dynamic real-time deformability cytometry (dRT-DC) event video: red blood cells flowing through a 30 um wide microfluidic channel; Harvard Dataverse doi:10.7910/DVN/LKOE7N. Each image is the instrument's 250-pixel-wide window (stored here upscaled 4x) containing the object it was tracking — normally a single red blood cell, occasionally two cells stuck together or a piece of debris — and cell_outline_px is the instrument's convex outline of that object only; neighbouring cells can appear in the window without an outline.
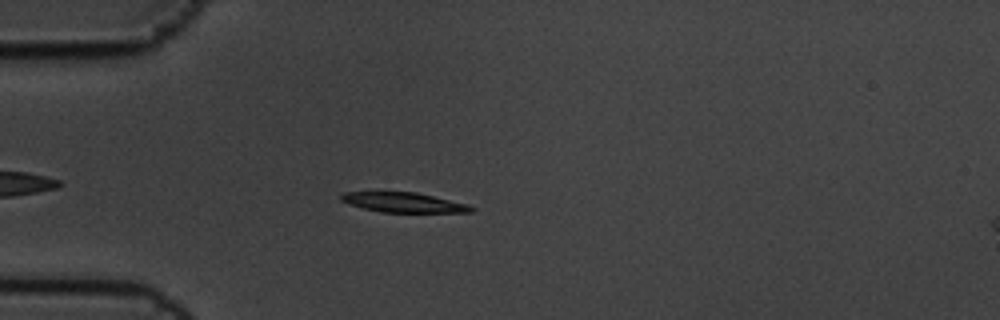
{"species": "common noctule bat (a hibernating species)", "species_latin": "Nyctalus noctula", "temperature_condition": "cold", "stored_images_in_passage": 46, "camera_frame_rate_fps": 3000, "um_per_image_px": 0.085, "animal": {"sex": "male", "body_mass_g": 19.5, "forearm_length_mm": 54.6}, "frame": {"image": 1, "passage_image": 6, "time_ms": 1.667, "image_size_px": [1000, 320], "cell_outline_px": [[476, 208], [472, 212], [380, 212], [348, 204], [340, 200], [340, 196], [344, 192], [416, 192], [468, 204]], "centroid_in_image_um": [34.31, 17.21], "position_along_channel_um": 50.7, "area_um2": 14.97}}
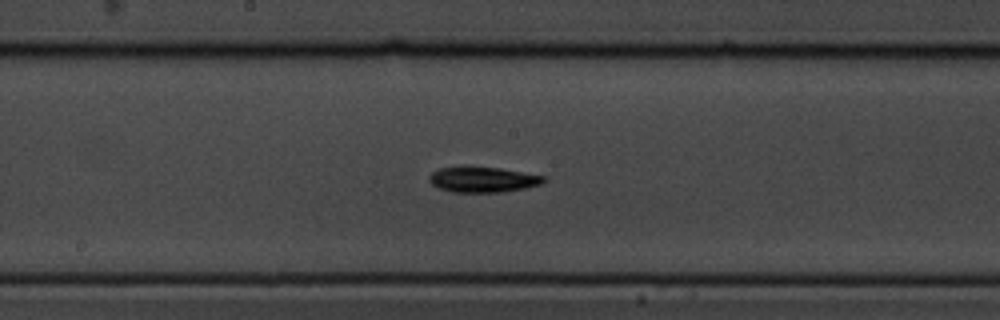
{"frame": {"image": 2, "passage_image": 20, "time_ms": 6.333, "image_size_px": [1000, 320], "cell_outline_px": [[544, 180], [540, 184], [528, 188], [504, 192], [452, 192], [436, 188], [428, 180], [428, 176], [432, 172], [440, 168], [464, 164], [500, 168], [544, 176]], "centroid_in_image_um": [40.96, 15.24], "position_along_channel_um": 207.2, "area_um2": 17.57}}
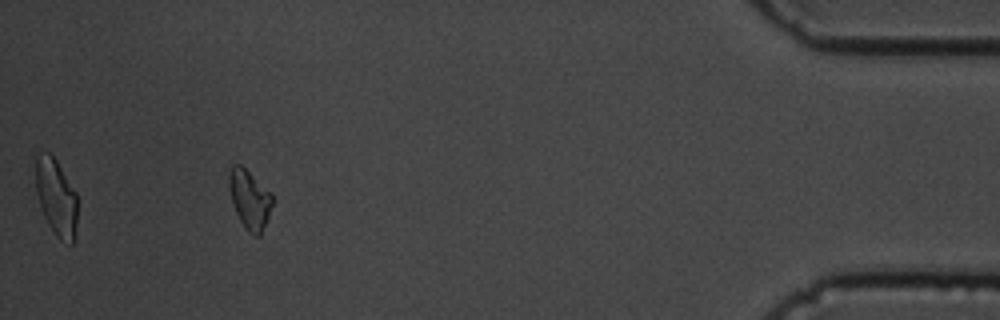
{"frame": {"image": 3, "passage_image": 42, "time_ms": 13.667, "image_size_px": [1000, 320], "cell_outline_px": [[272, 204], [268, 216], [260, 236], [256, 236], [248, 232], [240, 220], [236, 212], [232, 200], [228, 184], [228, 172], [232, 164], [240, 164], [272, 192]], "centroid_in_image_um": [21.2, 16.91], "position_along_channel_um": 414.0, "area_um2": 14.8}, "authors_computed_cell_mechanics": {"area_um2": 15.8661, "velocity_mm_per_s": 3.6267, "shape_relaxation_time_tau1_ms": 7.9734, "shape_relaxation_time_tau2_ms": null, "deformation_change_tau1": 0.2552, "deformation_change_tau2": null}}